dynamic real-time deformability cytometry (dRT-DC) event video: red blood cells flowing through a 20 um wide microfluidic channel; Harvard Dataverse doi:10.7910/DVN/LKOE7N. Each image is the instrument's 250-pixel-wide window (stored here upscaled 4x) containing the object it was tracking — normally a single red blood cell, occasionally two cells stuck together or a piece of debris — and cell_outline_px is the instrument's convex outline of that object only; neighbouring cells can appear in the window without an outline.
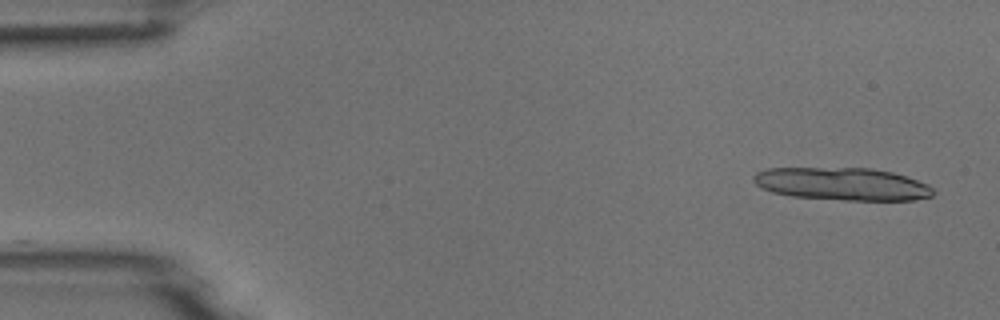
{"species": "common noctule bat (a hibernating species)", "species_latin": "Nyctalus noctula", "temperature_condition": "room temperature", "stored_images_in_passage": 7, "camera_frame_rate_fps": 3000, "um_per_image_px": 0.085, "animal": {"sex": "male", "body_mass_g": 18.8}, "frame": {"image": 1, "passage_image": 1, "time_ms": 0.0, "image_size_px": [1000, 320], "cell_outline_px": [[936, 192], [932, 196], [916, 200], [844, 200], [792, 196], [772, 192], [760, 188], [752, 180], [752, 176], [756, 172], [768, 168], [872, 168], [892, 172], [928, 184]], "centroid_in_image_um": [71.57, 15.64], "position_along_channel_um": 13.4, "area_um2": 34.33}}